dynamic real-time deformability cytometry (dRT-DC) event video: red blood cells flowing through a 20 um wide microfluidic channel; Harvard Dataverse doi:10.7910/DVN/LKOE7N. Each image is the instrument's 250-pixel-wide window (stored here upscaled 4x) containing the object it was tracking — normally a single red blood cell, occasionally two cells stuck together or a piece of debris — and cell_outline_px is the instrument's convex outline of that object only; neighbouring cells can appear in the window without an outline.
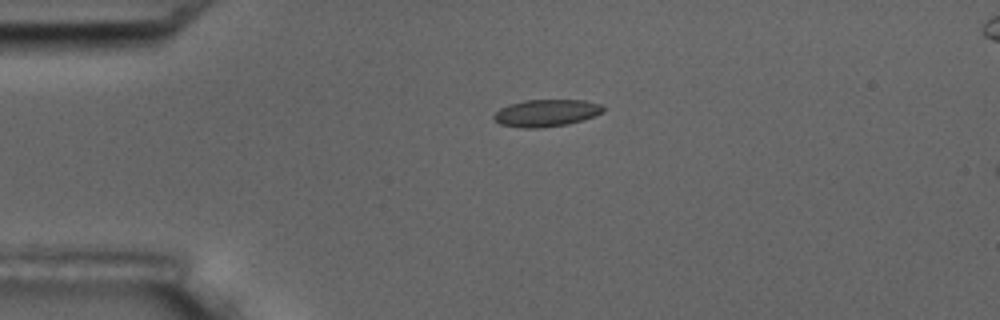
{"species": "common noctule bat (a hibernating species)", "species_latin": "Nyctalus noctula", "temperature_condition": "room temperature", "stored_images_in_passage": 3, "camera_frame_rate_fps": 3000, "um_per_image_px": 0.085, "animal": {"sex": "male", "body_mass_g": 17.5, "forearm_length_mm": 52.3}, "frame": {"image": 1, "passage_image": 1, "time_ms": 0.0, "image_size_px": [1000, 320], "cell_outline_px": [[604, 112], [568, 124], [540, 128], [520, 128], [500, 124], [492, 116], [500, 108], [508, 104], [524, 100], [584, 100], [600, 104], [604, 108]], "centroid_in_image_um": [46.4, 9.6], "position_along_channel_um": 38.6, "area_um2": 17.22}}